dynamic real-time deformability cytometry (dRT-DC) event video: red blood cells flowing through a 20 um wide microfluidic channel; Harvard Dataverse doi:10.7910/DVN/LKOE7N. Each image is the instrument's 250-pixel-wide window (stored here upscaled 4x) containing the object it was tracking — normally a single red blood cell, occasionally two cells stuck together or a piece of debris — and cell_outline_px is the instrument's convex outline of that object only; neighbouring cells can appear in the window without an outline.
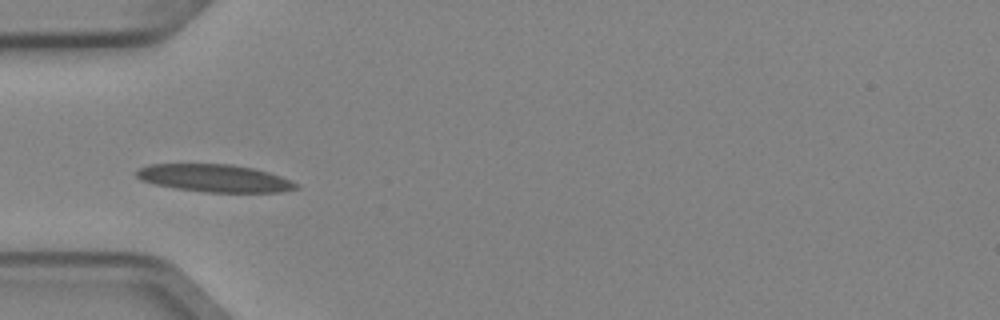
{"species": "Egyptian fruit bat (a non-hibernating species)", "species_latin": "Rousettus aegyptiacus", "temperature_condition": "cold", "stored_images_in_passage": 6, "camera_frame_rate_fps": 3000, "um_per_image_px": 0.085, "animal": {"sex": "female"}, "frame": {"image": 1, "passage_image": 5, "time_ms": 1.333, "image_size_px": [1000, 320], "cell_outline_px": [[300, 188], [280, 192], [208, 192], [176, 188], [156, 184], [140, 180], [136, 176], [136, 172], [140, 168], [148, 164], [232, 164], [252, 168], [268, 172], [292, 180], [300, 184]], "centroid_in_image_um": [18.28, 15.14], "position_along_channel_um": 66.7, "area_um2": 25.61}}
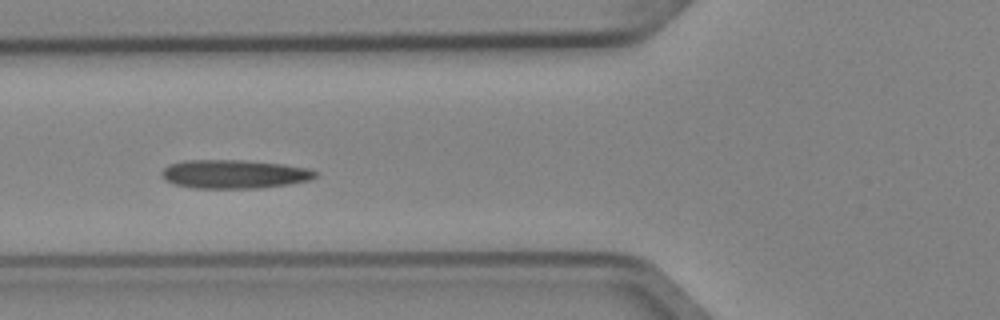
{"frame": {"image": 2, "passage_image": 6, "time_ms": 1.667, "image_size_px": [1000, 320], "cell_outline_px": [[320, 172], [316, 176], [308, 180], [288, 184], [260, 188], [192, 188], [176, 184], [164, 180], [160, 176], [160, 172], [168, 164], [184, 160], [244, 160], [284, 164], [308, 168]], "centroid_in_image_um": [19.88, 14.79], "position_along_channel_um": 105.9, "area_um2": 25.89}}